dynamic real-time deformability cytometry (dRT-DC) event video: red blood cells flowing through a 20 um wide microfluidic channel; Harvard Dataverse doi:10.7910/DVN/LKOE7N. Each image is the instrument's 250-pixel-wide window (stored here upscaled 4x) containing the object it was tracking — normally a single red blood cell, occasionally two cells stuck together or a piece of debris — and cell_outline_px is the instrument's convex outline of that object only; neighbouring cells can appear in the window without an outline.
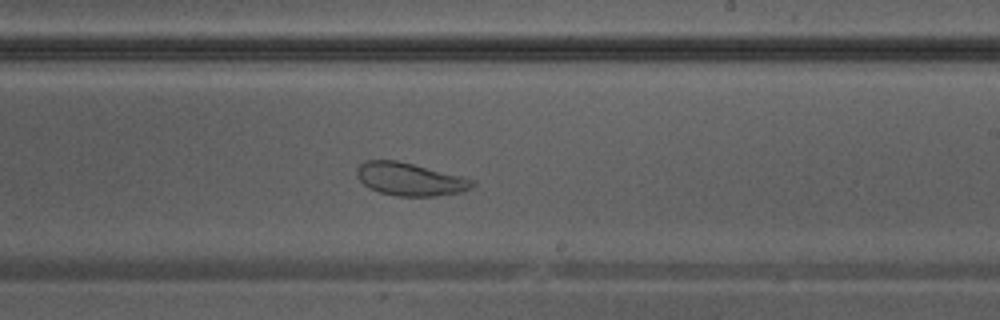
{"species": "Egyptian fruit bat (a non-hibernating species)", "species_latin": "Rousettus aegyptiacus", "temperature_condition": "warm", "stored_images_in_passage": 39, "camera_frame_rate_fps": 3000, "um_per_image_px": 0.085, "animal": {"sex": "male"}, "frame": {"image": 1, "passage_image": 23, "time_ms": 7.333, "image_size_px": [1000, 320], "cell_outline_px": [[476, 184], [472, 188], [460, 192], [436, 196], [396, 196], [380, 192], [368, 188], [360, 180], [356, 172], [356, 168], [360, 164], [368, 160], [396, 160], [476, 180]], "centroid_in_image_um": [34.85, 15.24], "position_along_channel_um": 254.2, "area_um2": 21.96}}
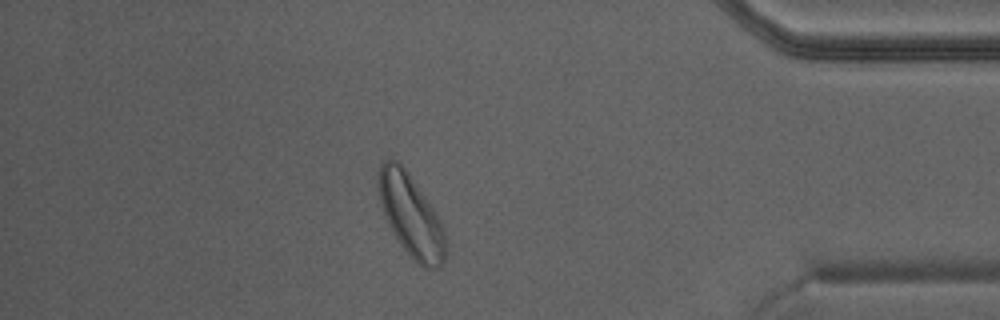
{"frame": {"image": 2, "passage_image": 34, "time_ms": 11.0, "image_size_px": [1000, 320], "cell_outline_px": [[448, 252], [444, 260], [436, 268], [424, 268], [400, 244], [388, 224], [384, 216], [376, 188], [376, 180], [380, 164], [384, 160], [400, 160], [428, 200], [436, 212], [448, 236]], "centroid_in_image_um": [34.94, 18.28], "position_along_channel_um": 400.3, "area_um2": 32.71}}